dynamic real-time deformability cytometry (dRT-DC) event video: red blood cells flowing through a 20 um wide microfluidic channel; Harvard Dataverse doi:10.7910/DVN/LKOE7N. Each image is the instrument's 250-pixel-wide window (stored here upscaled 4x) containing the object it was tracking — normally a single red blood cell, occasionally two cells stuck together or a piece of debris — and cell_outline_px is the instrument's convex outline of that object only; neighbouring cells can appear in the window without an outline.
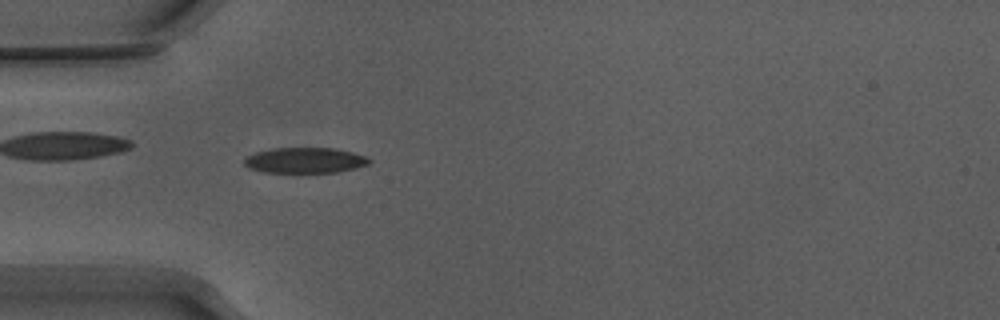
{"species": "Egyptian fruit bat (a non-hibernating species)", "species_latin": "Rousettus aegyptiacus", "temperature_condition": "warm", "stored_images_in_passage": 53, "camera_frame_rate_fps": 3000, "um_per_image_px": 0.085, "animal": {"sex": "male"}, "frame": {"image": 1, "passage_image": 16, "time_ms": 5.0, "image_size_px": [1000, 320], "cell_outline_px": [[372, 160], [368, 164], [356, 168], [336, 172], [264, 172], [248, 168], [244, 164], [244, 160], [248, 156], [256, 152], [276, 148], [336, 148], [352, 152], [364, 156]], "centroid_in_image_um": [25.93, 13.63], "position_along_channel_um": 59.1, "area_um2": 18.44}}
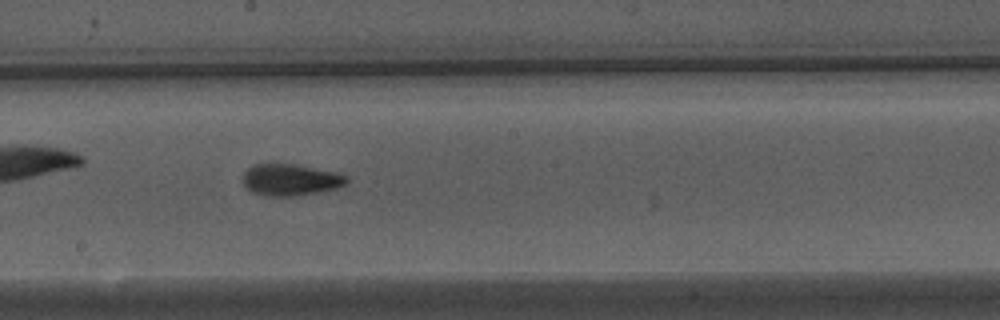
{"frame": {"image": 2, "passage_image": 29, "time_ms": 9.333, "image_size_px": [1000, 320], "cell_outline_px": [[348, 184], [336, 188], [316, 192], [292, 196], [268, 196], [252, 192], [240, 180], [244, 172], [248, 168], [256, 164], [292, 164], [336, 172], [348, 176]], "centroid_in_image_um": [24.68, 15.28], "position_along_channel_um": 223.5, "area_um2": 19.02}}
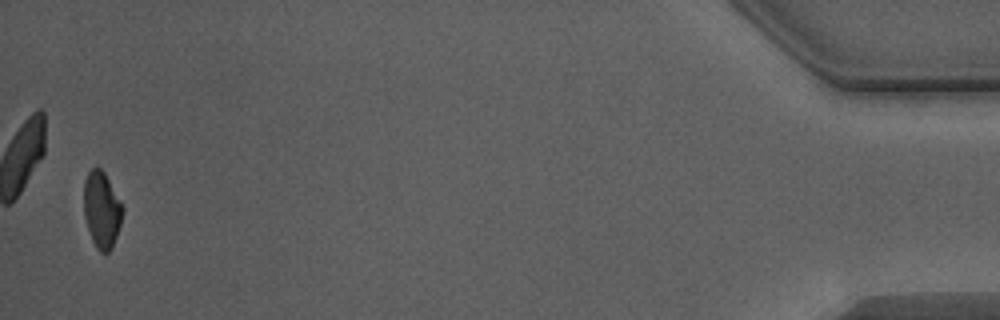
{"frame": {"image": 3, "passage_image": 52, "time_ms": 17.0, "image_size_px": [1000, 320], "cell_outline_px": [[124, 208], [120, 224], [112, 248], [108, 252], [100, 252], [96, 248], [92, 240], [84, 216], [84, 180], [88, 172], [92, 168], [100, 168], [104, 172]], "centroid_in_image_um": [8.64, 17.83], "position_along_channel_um": 426.6, "area_um2": 17.05}, "authors_computed_cell_mechanics": {"area_um2": 18.3804, "velocity_mm_per_s": 3.8717, "shape_relaxation_time_tau1_ms": 4.2354, "shape_relaxation_time_tau2_ms": 1.4357, "deformation_change_tau1": 0.1653, "deformation_change_tau2": 0.0648}}